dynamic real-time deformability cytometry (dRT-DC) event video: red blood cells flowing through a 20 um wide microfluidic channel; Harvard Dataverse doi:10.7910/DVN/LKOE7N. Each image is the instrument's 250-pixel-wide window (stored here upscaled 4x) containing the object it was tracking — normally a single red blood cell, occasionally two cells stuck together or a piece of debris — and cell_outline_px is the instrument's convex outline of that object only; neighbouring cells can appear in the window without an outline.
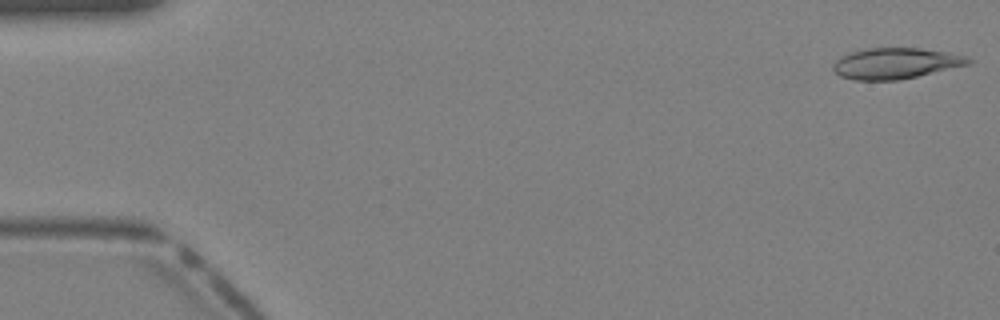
{"species": "Egyptian fruit bat (a non-hibernating species)", "species_latin": "Rousettus aegyptiacus", "temperature_condition": "warm", "stored_images_in_passage": 40, "camera_frame_rate_fps": 3000, "um_per_image_px": 0.085, "animal": {"sex": "female"}, "frame": {"image": 1, "passage_image": 1, "time_ms": 0.0, "image_size_px": [1000, 320], "cell_outline_px": [[972, 60], [968, 64], [916, 76], [896, 80], [856, 80], [840, 76], [832, 68], [832, 64], [836, 60], [848, 52], [868, 48], [920, 48], [948, 52], [964, 56]], "centroid_in_image_um": [76.07, 5.37], "position_along_channel_um": 8.9, "area_um2": 24.04}}
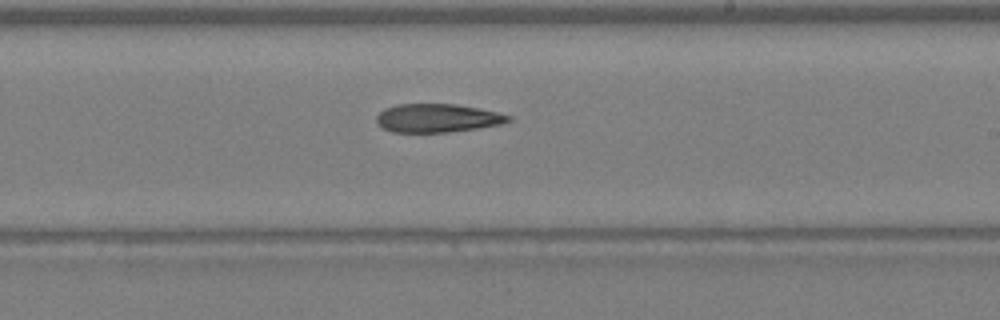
{"frame": {"image": 2, "passage_image": 24, "time_ms": 7.667, "image_size_px": [1000, 320], "cell_outline_px": [[512, 120], [500, 124], [476, 128], [448, 132], [392, 132], [384, 128], [376, 120], [376, 116], [384, 108], [396, 104], [456, 104], [480, 108], [512, 116]], "centroid_in_image_um": [37.17, 10.03], "position_along_channel_um": 251.8, "area_um2": 21.79}}
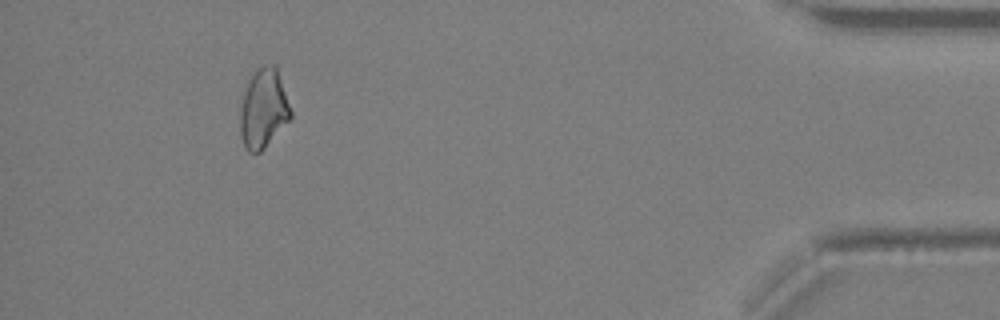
{"frame": {"image": 3, "passage_image": 37, "time_ms": 12.0, "image_size_px": [1000, 320], "cell_outline_px": [[292, 116], [264, 148], [260, 152], [248, 152], [244, 148], [240, 132], [240, 108], [244, 92], [248, 80], [260, 68], [272, 64], [276, 64], [292, 112]], "centroid_in_image_um": [22.38, 9.25], "position_along_channel_um": 412.8, "area_um2": 23.06}}